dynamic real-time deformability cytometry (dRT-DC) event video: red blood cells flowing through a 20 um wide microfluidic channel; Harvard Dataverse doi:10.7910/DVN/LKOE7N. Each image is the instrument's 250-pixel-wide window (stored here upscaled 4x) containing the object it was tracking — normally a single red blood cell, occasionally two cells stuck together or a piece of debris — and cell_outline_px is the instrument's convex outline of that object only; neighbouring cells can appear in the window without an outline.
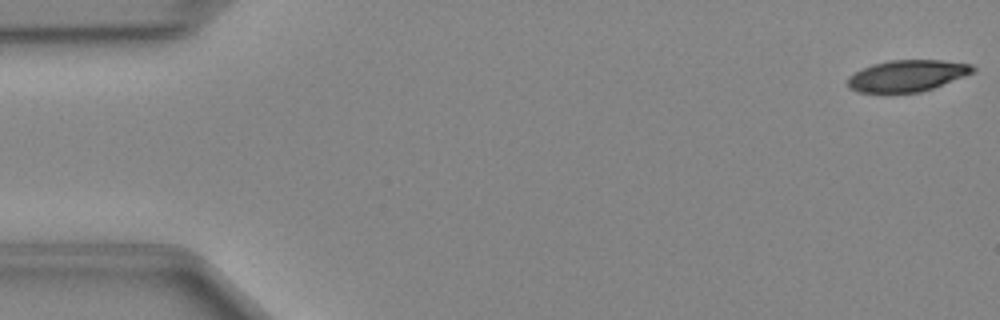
{"species": "Egyptian fruit bat (a non-hibernating species)", "species_latin": "Rousettus aegyptiacus", "temperature_condition": "cold", "stored_images_in_passage": 48, "camera_frame_rate_fps": 3000, "um_per_image_px": 0.085, "animal": {"sex": "female"}, "frame": {"image": 1, "passage_image": 1, "time_ms": 0.0, "image_size_px": [1000, 320], "cell_outline_px": [[976, 72], [932, 88], [920, 92], [860, 92], [848, 88], [848, 76], [872, 64], [888, 60], [940, 60], [972, 64], [976, 68]], "centroid_in_image_um": [77.14, 6.42], "position_along_channel_um": 7.9, "area_um2": 22.83}}
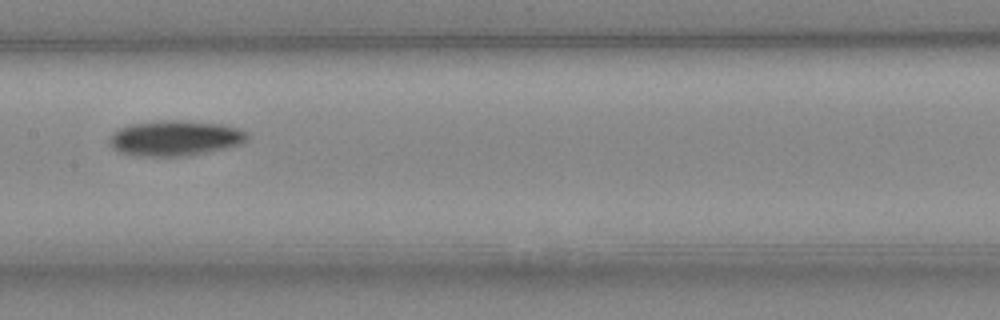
{"frame": {"image": 2, "passage_image": 24, "time_ms": 7.667, "image_size_px": [1000, 320], "cell_outline_px": [[248, 140], [240, 144], [192, 156], [136, 156], [120, 152], [112, 148], [108, 144], [108, 140], [112, 132], [128, 124], [160, 120], [180, 120], [224, 124], [240, 128], [248, 132]], "centroid_in_image_um": [14.87, 11.74], "position_along_channel_um": 192.5, "area_um2": 28.9}}
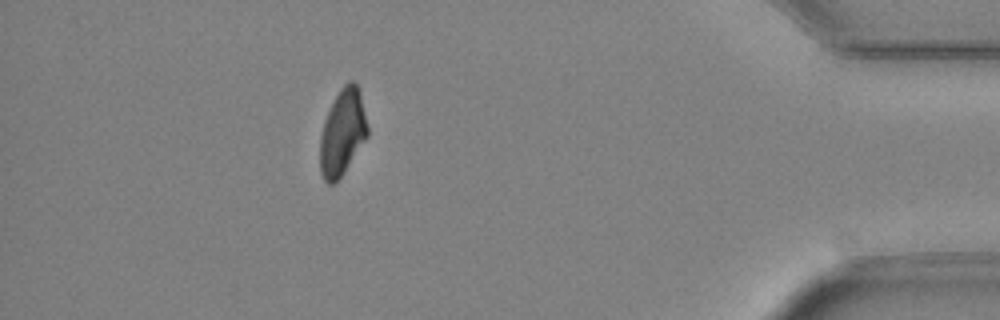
{"frame": {"image": 3, "passage_image": 43, "time_ms": 14.0, "image_size_px": [1000, 320], "cell_outline_px": [[368, 136], [344, 172], [332, 184], [328, 184], [324, 180], [320, 172], [320, 136], [324, 120], [340, 88], [348, 80], [352, 80], [356, 84], [360, 92], [368, 128]], "centroid_in_image_um": [29.11, 11.25], "position_along_channel_um": 406.1, "area_um2": 23.64}}